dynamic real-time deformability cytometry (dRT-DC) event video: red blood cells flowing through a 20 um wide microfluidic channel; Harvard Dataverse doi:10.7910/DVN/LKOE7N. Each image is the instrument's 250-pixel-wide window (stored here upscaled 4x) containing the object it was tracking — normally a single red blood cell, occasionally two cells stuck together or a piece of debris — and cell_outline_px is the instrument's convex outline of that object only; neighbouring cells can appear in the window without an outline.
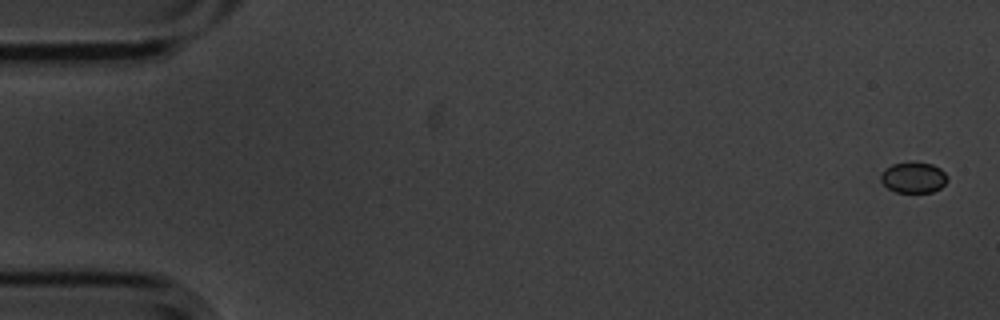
{"species": "common noctule bat (a hibernating species)", "species_latin": "Nyctalus noctula", "temperature_condition": "cold", "stored_images_in_passage": 6, "camera_frame_rate_fps": 3000, "um_per_image_px": 0.085, "animal": {"sex": "male", "body_mass_g": 20.1, "forearm_length_mm": 53.5}, "frame": {"image": 1, "passage_image": 1, "time_ms": 0.0, "image_size_px": [1000, 320], "cell_outline_px": [[948, 180], [940, 188], [932, 192], [896, 192], [888, 188], [880, 180], [880, 172], [884, 168], [892, 164], [912, 160], [932, 164], [940, 168], [948, 176]], "centroid_in_image_um": [77.63, 15.05], "position_along_channel_um": 7.4, "area_um2": 12.31}}
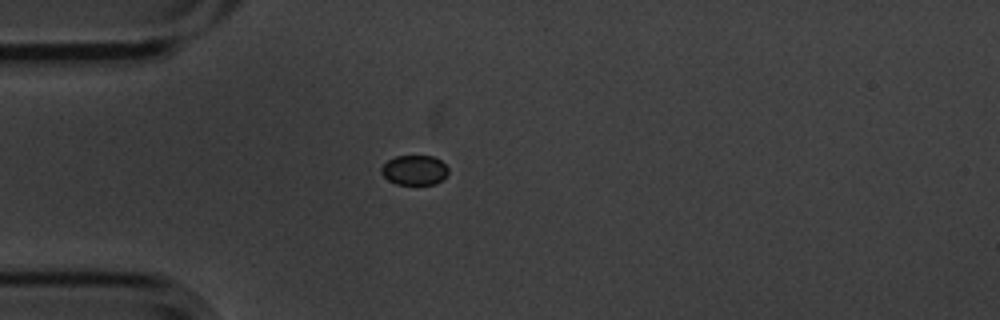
{"frame": {"image": 2, "passage_image": 5, "time_ms": 1.333, "image_size_px": [1000, 320], "cell_outline_px": [[448, 172], [436, 184], [396, 184], [388, 180], [380, 172], [380, 168], [388, 160], [396, 156], [432, 156], [440, 160], [448, 168]], "centroid_in_image_um": [35.2, 14.46], "position_along_channel_um": 49.8, "area_um2": 11.5}}